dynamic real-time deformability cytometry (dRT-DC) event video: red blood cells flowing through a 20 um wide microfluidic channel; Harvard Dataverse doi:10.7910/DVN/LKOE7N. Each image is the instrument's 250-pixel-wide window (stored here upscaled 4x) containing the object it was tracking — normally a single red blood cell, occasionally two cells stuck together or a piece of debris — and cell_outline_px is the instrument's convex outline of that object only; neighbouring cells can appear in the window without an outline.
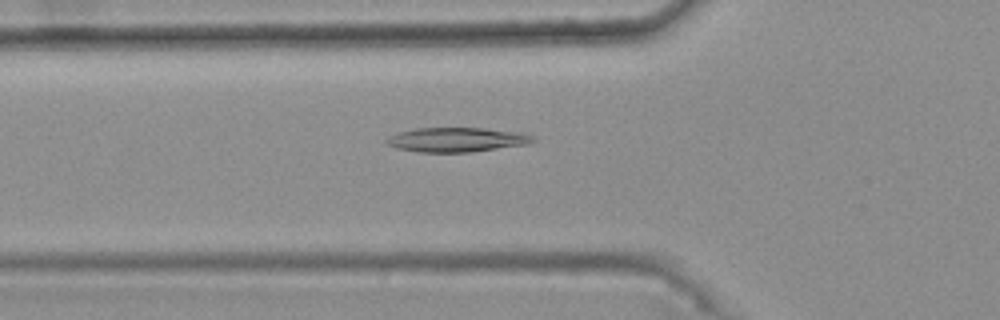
{"species": "common noctule bat (a hibernating species)", "species_latin": "Nyctalus noctula", "temperature_condition": "warm", "stored_images_in_passage": 48, "camera_frame_rate_fps": 3000, "um_per_image_px": 0.085, "animal": {"sex": "female", "body_mass_g": 25.1}, "frame": {"image": 1, "passage_image": 18, "time_ms": 5.667, "image_size_px": [1000, 320], "cell_outline_px": [[536, 140], [528, 144], [472, 152], [420, 152], [396, 148], [388, 144], [384, 140], [400, 132], [416, 128], [484, 128], [524, 132], [532, 136]], "centroid_in_image_um": [38.88, 11.87], "position_along_channel_um": 86.9, "area_um2": 20.81}}
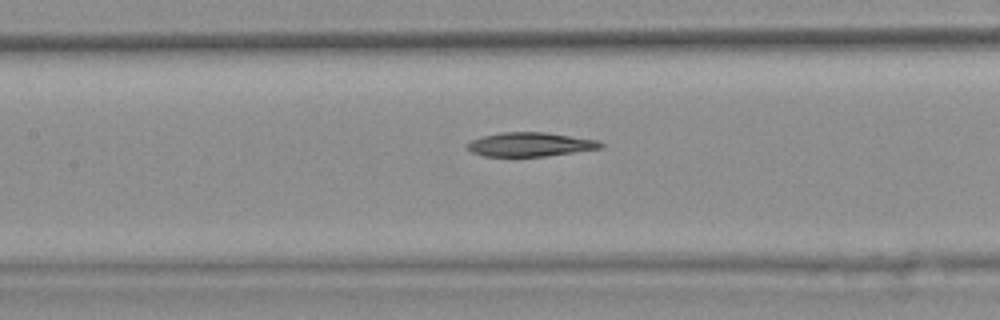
{"frame": {"image": 2, "passage_image": 24, "time_ms": 7.667, "image_size_px": [1000, 320], "cell_outline_px": [[604, 148], [544, 156], [484, 156], [472, 152], [464, 148], [464, 144], [472, 140], [484, 136], [500, 132], [544, 132], [600, 140], [604, 144]], "centroid_in_image_um": [45.07, 12.27], "position_along_channel_um": 162.3, "area_um2": 18.79}}
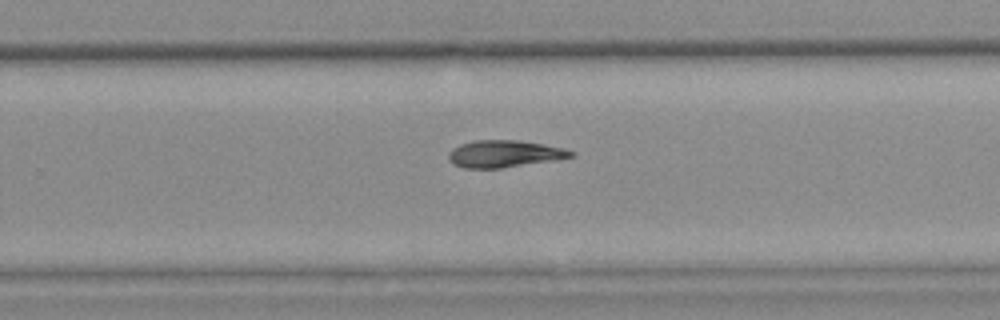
{"frame": {"image": 3, "passage_image": 34, "time_ms": 11.0, "image_size_px": [1000, 320], "cell_outline_px": [[576, 156], [552, 160], [500, 168], [464, 168], [452, 164], [448, 160], [448, 152], [452, 148], [460, 144], [472, 140], [520, 140], [544, 144], [564, 148], [576, 152]], "centroid_in_image_um": [42.84, 13.06], "position_along_channel_um": 287.0, "area_um2": 19.42}}